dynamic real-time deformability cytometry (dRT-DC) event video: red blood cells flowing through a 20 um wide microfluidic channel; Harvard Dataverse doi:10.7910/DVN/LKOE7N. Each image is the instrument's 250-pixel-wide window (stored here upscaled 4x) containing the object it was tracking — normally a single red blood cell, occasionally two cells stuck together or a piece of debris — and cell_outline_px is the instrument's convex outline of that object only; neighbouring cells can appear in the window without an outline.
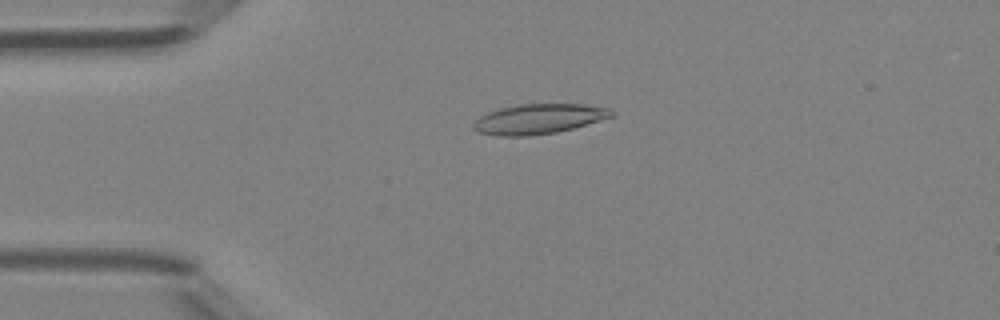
{"species": "Egyptian fruit bat (a non-hibernating species)", "species_latin": "Rousettus aegyptiacus", "temperature_condition": "room temperature", "stored_images_in_passage": 47, "camera_frame_rate_fps": 3000, "um_per_image_px": 0.085, "animal": {"sex": "female"}, "frame": {"image": 1, "passage_image": 11, "time_ms": 3.333, "image_size_px": [1000, 320], "cell_outline_px": [[616, 116], [572, 128], [556, 132], [532, 136], [496, 136], [476, 132], [472, 128], [472, 124], [480, 116], [488, 112], [500, 108], [520, 104], [584, 104], [608, 108], [616, 112]], "centroid_in_image_um": [45.78, 10.11], "position_along_channel_um": 39.2, "area_um2": 24.33}}
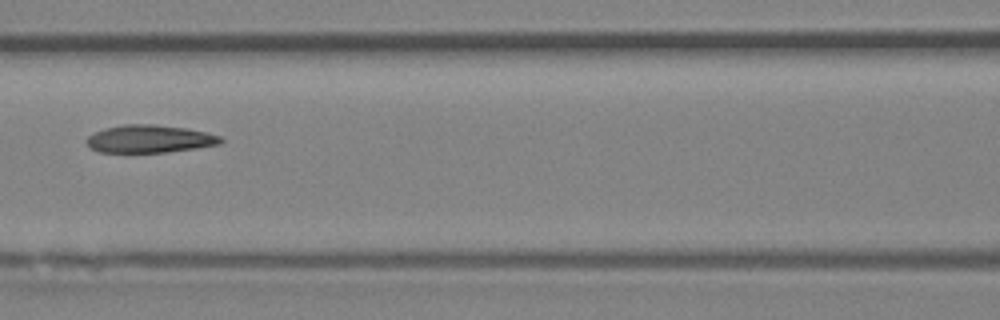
{"frame": {"image": 2, "passage_image": 21, "time_ms": 6.667, "image_size_px": [1000, 320], "cell_outline_px": [[224, 140], [220, 144], [196, 148], [168, 152], [100, 152], [88, 148], [84, 140], [88, 136], [104, 128], [124, 124], [152, 124], [184, 128], [204, 132], [220, 136]], "centroid_in_image_um": [12.66, 11.81], "position_along_channel_um": 153.9, "area_um2": 21.68}}
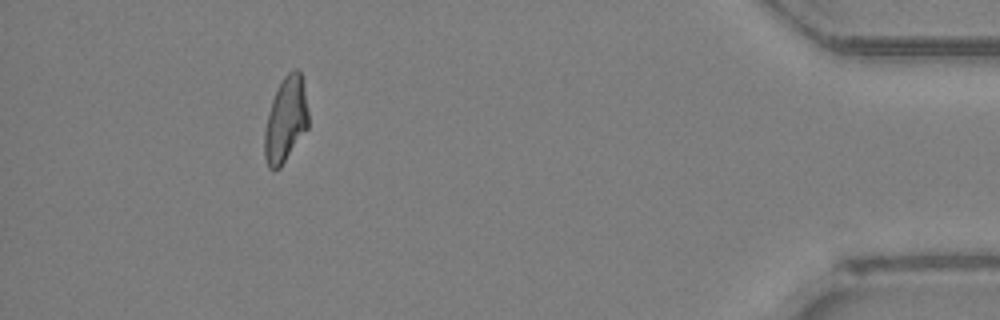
{"frame": {"image": 3, "passage_image": 43, "time_ms": 14.0, "image_size_px": [1000, 320], "cell_outline_px": [[308, 128], [280, 168], [272, 172], [268, 168], [264, 156], [264, 132], [268, 112], [272, 100], [284, 76], [292, 68], [296, 68], [300, 72], [304, 88], [308, 112]], "centroid_in_image_um": [24.27, 10.22], "position_along_channel_um": 410.9, "area_um2": 21.79}, "authors_computed_cell_mechanics": {"area_um2": 22.4264, "velocity_mm_per_s": 4.3271, "shape_relaxation_time_tau1_ms": null, "shape_relaxation_time_tau2_ms": 3.1914, "deformation_change_tau1": null, "deformation_change_tau2": 0.0993}}